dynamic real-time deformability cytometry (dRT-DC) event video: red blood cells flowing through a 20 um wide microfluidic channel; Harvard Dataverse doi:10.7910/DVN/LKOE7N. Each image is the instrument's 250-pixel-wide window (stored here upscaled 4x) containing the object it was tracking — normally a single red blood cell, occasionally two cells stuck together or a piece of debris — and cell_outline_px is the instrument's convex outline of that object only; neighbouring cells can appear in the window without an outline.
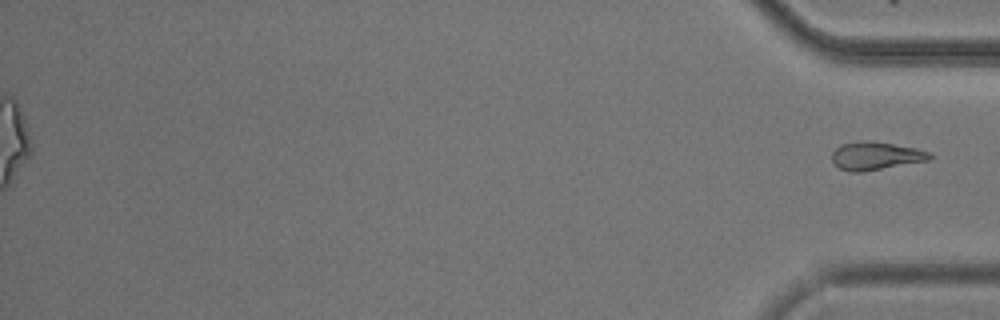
{"species": "common noctule bat (a hibernating species)", "species_latin": "Nyctalus noctula", "temperature_condition": "cold", "stored_images_in_passage": 55, "segment_of_instrument_passage": [2, 2], "camera_frame_rate_fps": 3000, "um_per_image_px": 0.085, "animal": {"sex": "male", "body_mass_g": 20.5, "forearm_length_mm": 52.5}, "frame": {"image": 1, "passage_image": 55, "time_ms": 18.0, "image_size_px": [1000, 320], "cell_outline_px": [[932, 160], [860, 172], [848, 172], [840, 168], [832, 160], [832, 152], [840, 144], [872, 140], [916, 148], [932, 152]], "centroid_in_image_um": [74.48, 13.25], "position_along_channel_um": 360.7, "area_um2": 16.07}}